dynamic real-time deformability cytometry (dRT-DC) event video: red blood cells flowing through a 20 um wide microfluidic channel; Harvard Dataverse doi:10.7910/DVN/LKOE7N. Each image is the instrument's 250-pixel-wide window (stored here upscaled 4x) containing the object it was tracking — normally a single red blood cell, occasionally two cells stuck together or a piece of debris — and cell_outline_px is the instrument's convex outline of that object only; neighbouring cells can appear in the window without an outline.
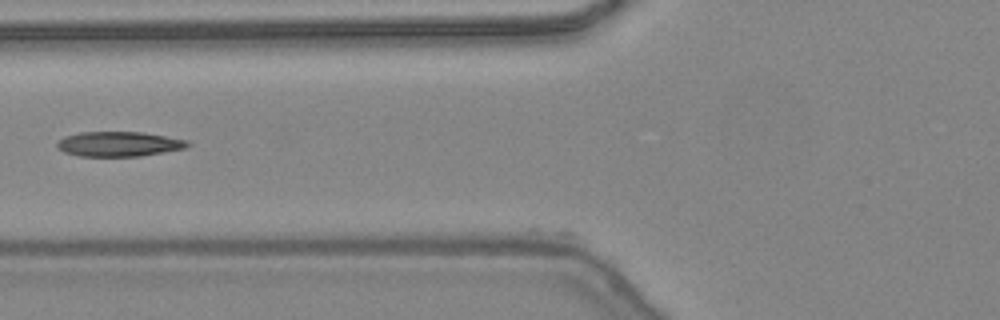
{"species": "common noctule bat (a hibernating species)", "species_latin": "Nyctalus noctula", "temperature_condition": "warm", "stored_images_in_passage": 30, "segment_of_instrument_passage": [1, 2], "camera_frame_rate_fps": 3000, "um_per_image_px": 0.085, "animal": {"sex": "female", "body_mass_g": 24.6, "forearm_length_mm": 56.2}, "frame": {"image": 1, "passage_image": 2, "time_ms": 0.333, "image_size_px": [1000, 320], "cell_outline_px": [[192, 144], [184, 148], [140, 156], [80, 156], [64, 152], [56, 148], [56, 144], [64, 136], [80, 132], [144, 132], [188, 140]], "centroid_in_image_um": [10.09, 12.23], "position_along_channel_um": 115.7, "area_um2": 18.9}}
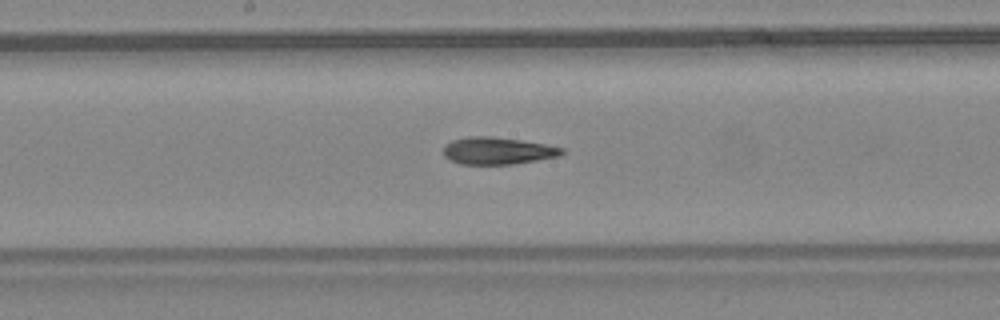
{"frame": {"image": 2, "passage_image": 8, "time_ms": 2.333, "image_size_px": [1000, 320], "cell_outline_px": [[564, 152], [560, 156], [516, 164], [460, 164], [448, 160], [444, 156], [444, 144], [452, 140], [468, 136], [492, 136], [520, 140], [544, 144], [564, 148]], "centroid_in_image_um": [42.27, 12.82], "position_along_channel_um": 205.9, "area_um2": 18.9}}
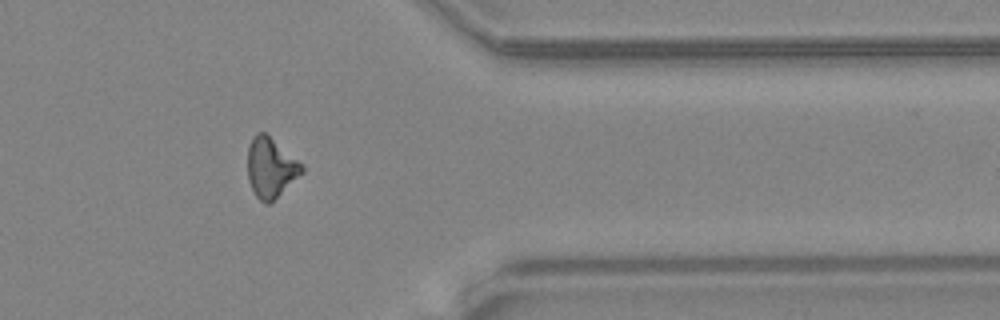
{"frame": {"image": 3, "passage_image": 21, "time_ms": 6.667, "image_size_px": [1000, 320], "cell_outline_px": [[304, 172], [268, 204], [264, 204], [256, 196], [248, 180], [248, 144], [252, 136], [256, 132], [264, 132], [304, 164]], "centroid_in_image_um": [23.01, 14.23], "position_along_channel_um": 388.4, "area_um2": 18.9}}